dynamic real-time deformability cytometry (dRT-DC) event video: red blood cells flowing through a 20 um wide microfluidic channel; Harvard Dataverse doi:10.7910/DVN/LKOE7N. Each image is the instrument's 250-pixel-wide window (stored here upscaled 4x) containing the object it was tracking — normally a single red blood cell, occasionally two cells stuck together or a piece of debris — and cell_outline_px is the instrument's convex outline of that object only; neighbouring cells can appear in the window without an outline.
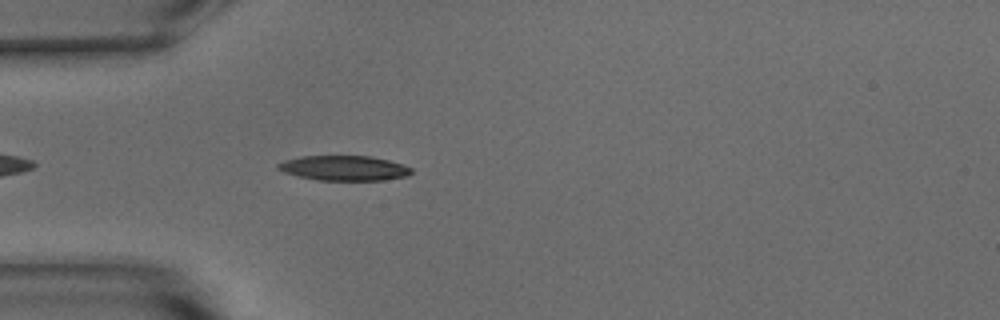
{"species": "common noctule bat (a hibernating species)", "species_latin": "Nyctalus noctula", "temperature_condition": "warm", "stored_images_in_passage": 38, "camera_frame_rate_fps": 3000, "um_per_image_px": 0.085, "animal": {"sex": "male", "body_mass_g": 15.6}, "frame": {"image": 1, "passage_image": 4, "time_ms": 1.0, "image_size_px": [1000, 320], "cell_outline_px": [[412, 172], [408, 176], [384, 180], [316, 180], [284, 172], [276, 168], [276, 164], [284, 160], [300, 156], [372, 156], [404, 164], [412, 168]], "centroid_in_image_um": [29.26, 14.28], "position_along_channel_um": 55.7, "area_um2": 19.48}}
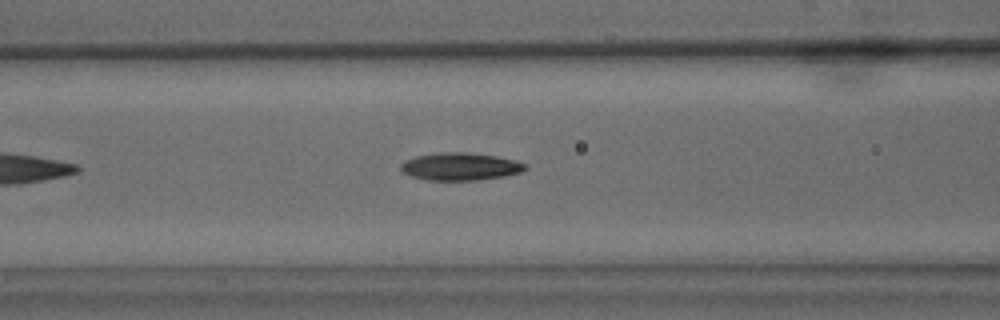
{"frame": {"image": 2, "passage_image": 10, "time_ms": 3.0, "image_size_px": [1000, 320], "cell_outline_px": [[528, 168], [520, 172], [504, 176], [476, 180], [428, 180], [412, 176], [404, 172], [400, 168], [400, 164], [404, 160], [416, 156], [436, 152], [468, 152], [496, 156], [512, 160], [524, 164]], "centroid_in_image_um": [39.08, 14.14], "position_along_channel_um": 127.5, "area_um2": 19.88}}
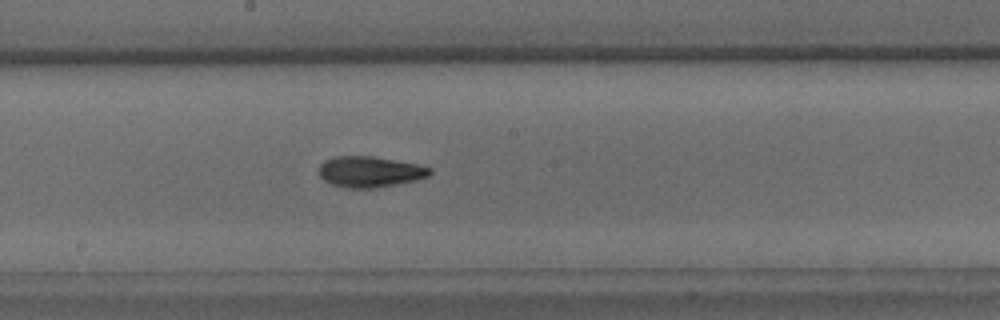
{"frame": {"image": 3, "passage_image": 17, "time_ms": 5.333, "image_size_px": [1000, 320], "cell_outline_px": [[432, 172], [428, 176], [416, 180], [376, 188], [348, 188], [332, 184], [324, 180], [320, 176], [320, 164], [324, 160], [332, 156], [372, 156], [416, 164], [432, 168]], "centroid_in_image_um": [31.43, 14.59], "position_along_channel_um": 216.8, "area_um2": 19.88}, "authors_computed_cell_mechanics": {"area_um2": 19.3341, "velocity_mm_per_s": 3.8244, "shape_relaxation_time_tau1_ms": 5.6607, "shape_relaxation_time_tau2_ms": 4.0005, "deformation_change_tau1": 0.2063, "deformation_change_tau2": 0.1228}}